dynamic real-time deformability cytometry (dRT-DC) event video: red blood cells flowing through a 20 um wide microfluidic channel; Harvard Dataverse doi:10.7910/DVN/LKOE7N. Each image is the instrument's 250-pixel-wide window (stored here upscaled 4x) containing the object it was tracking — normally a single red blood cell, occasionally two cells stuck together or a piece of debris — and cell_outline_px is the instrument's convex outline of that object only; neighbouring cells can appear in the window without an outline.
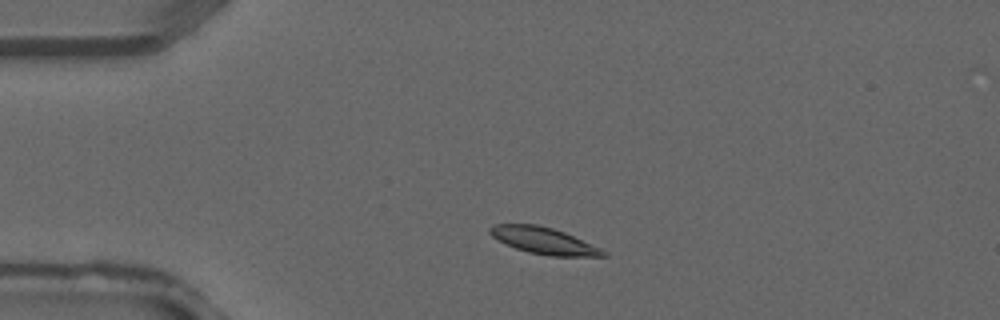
{"species": "common noctule bat (a hibernating species)", "species_latin": "Nyctalus noctula", "temperature_condition": "warm", "stored_images_in_passage": 3, "camera_frame_rate_fps": 3000, "um_per_image_px": 0.085, "animal": {"sex": "male", "forearm_length_mm": 52.5}, "frame": {"image": 1, "passage_image": 2, "time_ms": 0.333, "image_size_px": [1000, 320], "cell_outline_px": [[608, 256], [552, 256], [528, 252], [504, 244], [492, 236], [488, 232], [488, 228], [496, 224], [536, 224], [552, 228], [564, 232], [600, 248], [608, 252]], "centroid_in_image_um": [46.2, 20.46], "position_along_channel_um": 38.8, "area_um2": 17.46}}
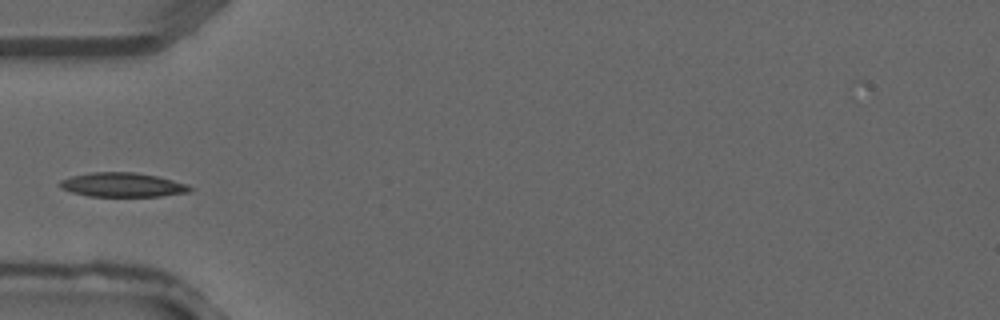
{"frame": {"image": 2, "passage_image": 3, "time_ms": 0.667, "image_size_px": [1000, 320], "cell_outline_px": [[192, 188], [188, 192], [160, 196], [88, 196], [72, 192], [60, 188], [60, 180], [72, 176], [92, 172], [136, 172], [156, 176], [188, 184]], "centroid_in_image_um": [10.4, 15.71], "position_along_channel_um": 74.6, "area_um2": 18.21}}